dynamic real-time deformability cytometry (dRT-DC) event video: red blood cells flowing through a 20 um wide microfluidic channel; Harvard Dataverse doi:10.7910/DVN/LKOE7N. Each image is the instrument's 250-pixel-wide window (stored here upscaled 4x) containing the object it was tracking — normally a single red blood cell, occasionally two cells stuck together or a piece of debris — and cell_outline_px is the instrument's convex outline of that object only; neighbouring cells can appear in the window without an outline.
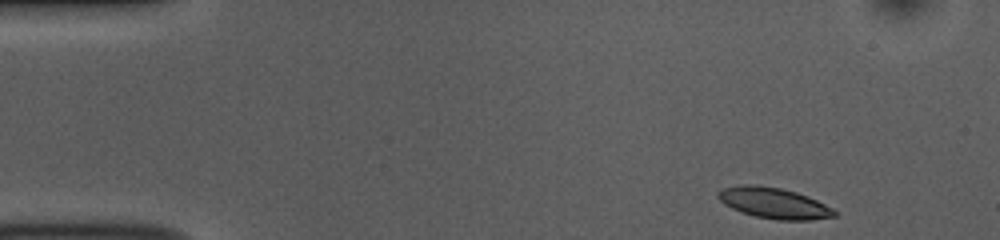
{"species": "common noctule bat (a hibernating species)", "species_latin": "Nyctalus noctula", "temperature_condition": "room temperature", "stored_images_in_passage": 48, "camera_frame_rate_fps": 3000, "um_per_image_px": 0.085, "animal": {"sex": "female", "body_mass_g": 10.0, "forearm_length_mm": 53.1}, "frame": {"image": 1, "passage_image": 1, "time_ms": 0.0, "image_size_px": [1000, 240], "cell_outline_px": [[836, 216], [812, 220], [776, 220], [756, 216], [740, 212], [724, 204], [716, 196], [716, 192], [724, 188], [744, 184], [756, 184], [780, 188], [796, 192], [808, 196], [832, 208], [836, 212]], "centroid_in_image_um": [65.76, 17.26], "position_along_channel_um": 19.2, "area_um2": 20.92}}
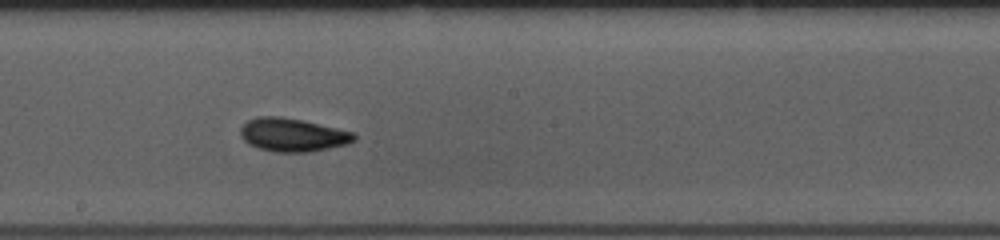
{"frame": {"image": 2, "passage_image": 24, "time_ms": 7.667, "image_size_px": [1000, 240], "cell_outline_px": [[356, 140], [348, 144], [312, 152], [276, 152], [260, 148], [248, 144], [240, 136], [240, 128], [248, 120], [256, 116], [280, 116], [300, 120], [356, 132]], "centroid_in_image_um": [24.89, 11.47], "position_along_channel_um": 223.3, "area_um2": 22.2}}
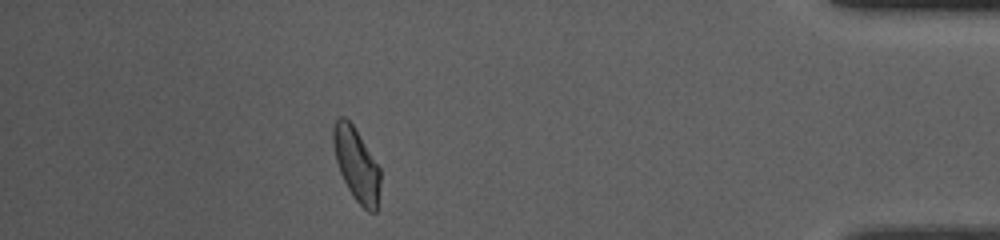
{"frame": {"image": 3, "passage_image": 42, "time_ms": 13.667, "image_size_px": [1000, 240], "cell_outline_px": [[380, 184], [376, 212], [368, 212], [352, 196], [340, 172], [336, 160], [332, 140], [332, 128], [336, 120], [340, 116], [344, 116], [352, 124], [360, 136], [380, 168]], "centroid_in_image_um": [30.29, 13.97], "position_along_channel_um": 404.9, "area_um2": 19.88}, "authors_computed_cell_mechanics": {"area_um2": 20.6346, "velocity_mm_per_s": 3.8064, "shape_relaxation_time_tau1_ms": 5.0967, "shape_relaxation_time_tau2_ms": 2.4273, "deformation_change_tau1": 0.1416, "deformation_change_tau2": 0.0731}}